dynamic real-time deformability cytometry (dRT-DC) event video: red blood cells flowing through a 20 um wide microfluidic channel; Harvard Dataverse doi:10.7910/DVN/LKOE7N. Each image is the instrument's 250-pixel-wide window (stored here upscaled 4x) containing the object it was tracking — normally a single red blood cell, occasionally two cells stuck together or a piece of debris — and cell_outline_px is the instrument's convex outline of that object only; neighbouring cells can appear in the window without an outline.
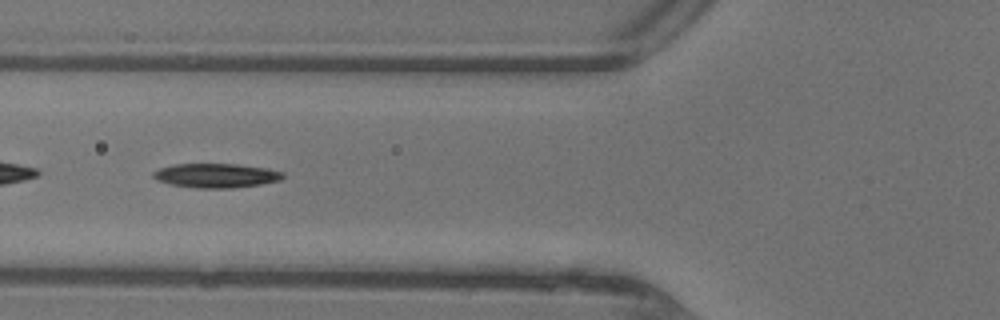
{"species": "common noctule bat (a hibernating species)", "species_latin": "Nyctalus noctula", "temperature_condition": "warm", "stored_images_in_passage": 46, "segment_of_instrument_passage": [2, 2], "camera_frame_rate_fps": 3000, "um_per_image_px": 0.085, "animal": {"sex": "female"}, "frame": {"image": 1, "passage_image": 18, "time_ms": 5.667, "image_size_px": [1000, 320], "cell_outline_px": [[284, 176], [280, 180], [260, 184], [232, 188], [196, 188], [168, 184], [156, 180], [152, 176], [152, 172], [160, 168], [176, 164], [236, 164], [268, 168], [284, 172]], "centroid_in_image_um": [18.35, 14.92], "position_along_channel_um": 107.4, "area_um2": 18.38}}
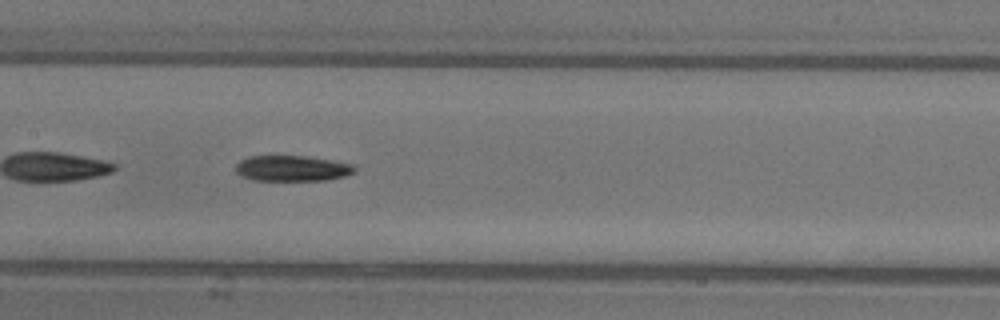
{"frame": {"image": 2, "passage_image": 23, "time_ms": 7.333, "image_size_px": [1000, 320], "cell_outline_px": [[356, 172], [344, 176], [328, 180], [252, 180], [236, 172], [236, 164], [240, 160], [252, 156], [304, 156], [352, 164], [356, 168]], "centroid_in_image_um": [24.84, 14.31], "position_along_channel_um": 182.6, "area_um2": 17.57}}
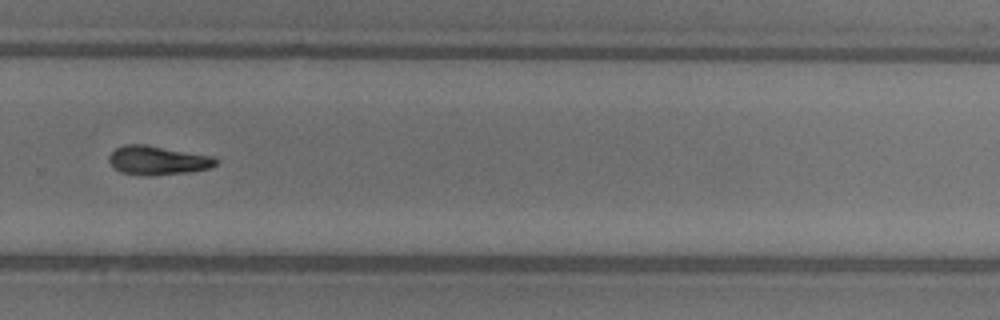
{"frame": {"image": 3, "passage_image": 32, "time_ms": 10.333, "image_size_px": [1000, 320], "cell_outline_px": [[220, 160], [212, 168], [192, 172], [152, 176], [140, 176], [120, 172], [112, 168], [108, 160], [108, 156], [116, 148], [124, 144], [144, 144], [212, 156]], "centroid_in_image_um": [13.39, 13.65], "position_along_channel_um": 316.4, "area_um2": 18.44}}